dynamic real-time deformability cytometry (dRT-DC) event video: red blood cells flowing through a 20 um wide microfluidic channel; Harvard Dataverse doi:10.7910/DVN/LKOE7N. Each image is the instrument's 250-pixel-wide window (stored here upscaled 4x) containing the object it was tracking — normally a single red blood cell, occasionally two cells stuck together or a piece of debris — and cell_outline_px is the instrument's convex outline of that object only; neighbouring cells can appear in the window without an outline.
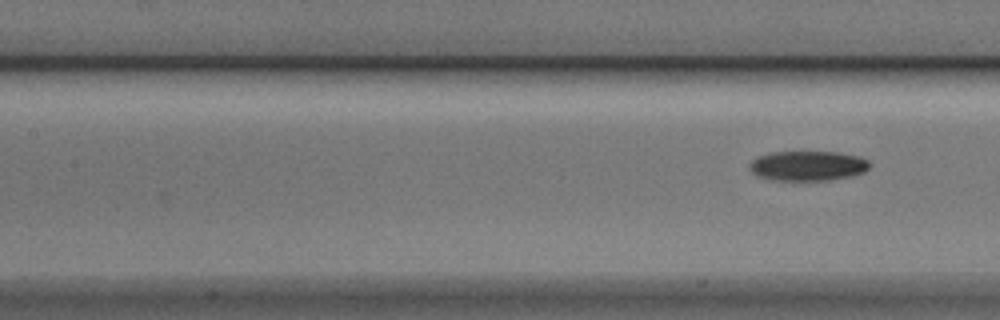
{"species": "Egyptian fruit bat (a non-hibernating species)", "species_latin": "Rousettus aegyptiacus", "temperature_condition": "cold", "stored_images_in_passage": 7, "camera_frame_rate_fps": 3000, "um_per_image_px": 0.085, "animal": {"sex": "male"}, "frame": {"image": 1, "passage_image": 7, "time_ms": 2.0, "image_size_px": [1000, 320], "cell_outline_px": [[868, 168], [864, 172], [852, 176], [832, 180], [772, 180], [756, 176], [748, 168], [748, 164], [752, 160], [760, 156], [772, 152], [840, 152], [860, 156], [868, 160]], "centroid_in_image_um": [68.65, 14.1], "position_along_channel_um": 138.7, "area_um2": 21.04}}